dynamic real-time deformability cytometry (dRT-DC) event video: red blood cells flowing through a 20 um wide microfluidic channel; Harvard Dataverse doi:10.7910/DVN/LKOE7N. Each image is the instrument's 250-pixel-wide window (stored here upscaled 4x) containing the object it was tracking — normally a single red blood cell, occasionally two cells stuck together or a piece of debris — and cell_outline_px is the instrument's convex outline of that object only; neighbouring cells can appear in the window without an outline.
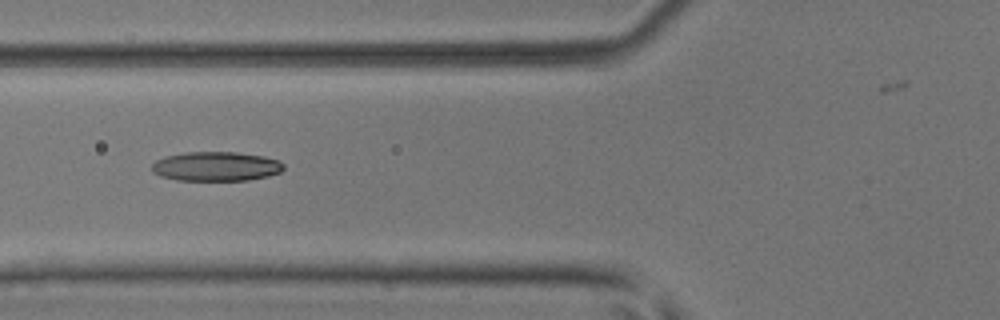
{"species": "common noctule bat (a hibernating species)", "species_latin": "Nyctalus noctula", "temperature_condition": "room temperature", "stored_images_in_passage": 5, "camera_frame_rate_fps": 3000, "um_per_image_px": 0.085, "animal": {"sex": "male", "body_mass_g": 17.9, "forearm_length_mm": 54.2}, "frame": {"image": 1, "passage_image": 5, "time_ms": 1.333, "image_size_px": [1000, 320], "cell_outline_px": [[284, 168], [280, 172], [268, 176], [248, 180], [176, 180], [160, 176], [152, 172], [152, 164], [156, 160], [164, 156], [184, 152], [236, 152], [264, 156], [280, 160], [284, 164]], "centroid_in_image_um": [18.36, 14.13], "position_along_channel_um": 107.4, "area_um2": 22.72}}